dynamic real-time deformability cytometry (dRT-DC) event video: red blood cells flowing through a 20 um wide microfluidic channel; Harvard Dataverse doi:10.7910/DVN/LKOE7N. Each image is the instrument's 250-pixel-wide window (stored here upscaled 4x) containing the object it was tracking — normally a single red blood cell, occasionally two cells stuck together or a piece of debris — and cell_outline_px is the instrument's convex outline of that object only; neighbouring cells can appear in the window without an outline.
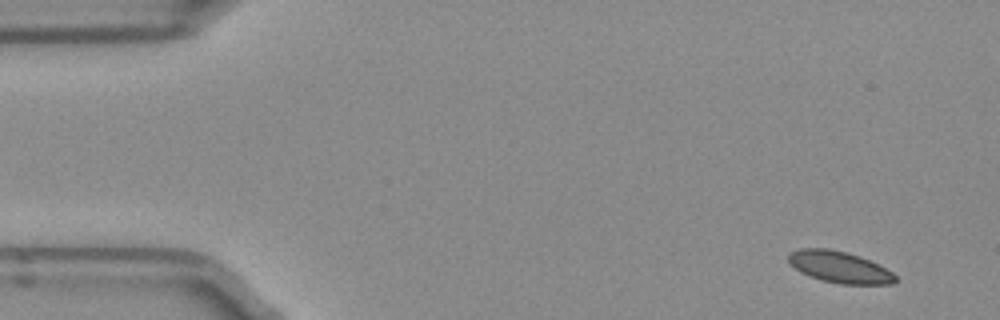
{"species": "Egyptian fruit bat (a non-hibernating species)", "species_latin": "Rousettus aegyptiacus", "temperature_condition": "room temperature", "stored_images_in_passage": 49, "camera_frame_rate_fps": 3000, "um_per_image_px": 0.085, "frame": {"image": 1, "passage_image": 1, "time_ms": 0.0, "image_size_px": [1000, 320], "cell_outline_px": [[896, 280], [892, 284], [840, 284], [820, 280], [800, 272], [788, 260], [788, 256], [792, 252], [800, 248], [828, 248], [860, 256], [892, 272], [896, 276]], "centroid_in_image_um": [71.35, 22.71], "position_along_channel_um": 13.7, "area_um2": 19.36}}
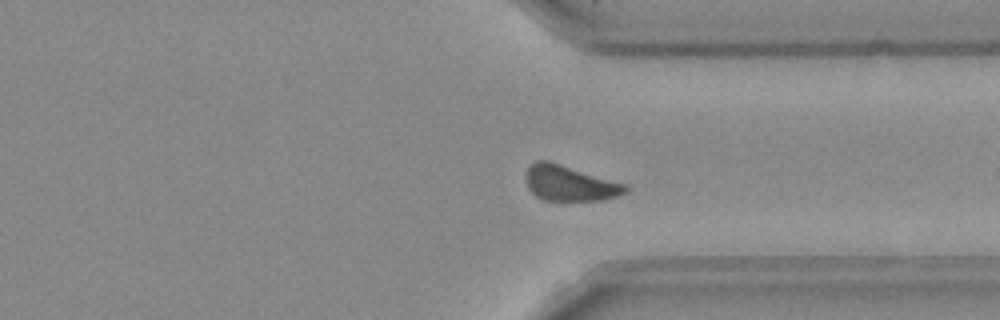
{"frame": {"image": 2, "passage_image": 36, "time_ms": 11.667, "image_size_px": [1000, 320], "cell_outline_px": [[628, 192], [604, 200], [544, 200], [536, 196], [528, 188], [528, 168], [536, 160], [548, 160], [628, 184]], "centroid_in_image_um": [48.49, 15.57], "position_along_channel_um": 362.9, "area_um2": 20.46}}
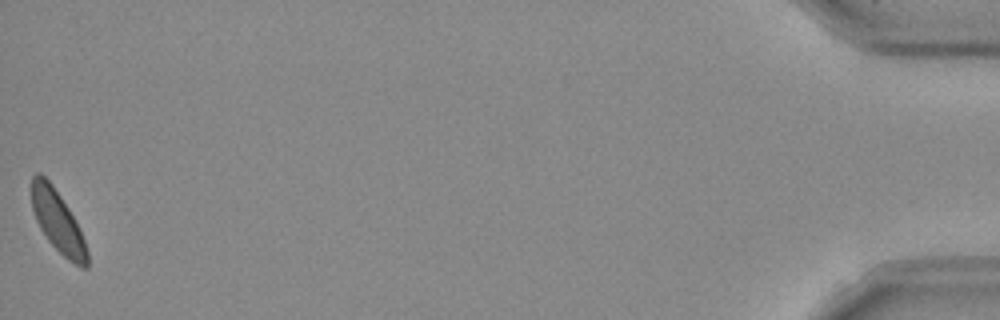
{"frame": {"image": 3, "passage_image": 49, "time_ms": 16.0, "image_size_px": [1000, 320], "cell_outline_px": [[88, 268], [80, 268], [68, 260], [48, 240], [40, 228], [36, 220], [32, 208], [32, 176], [36, 172], [40, 172], [52, 184], [68, 208], [80, 228], [88, 252]], "centroid_in_image_um": [4.92, 18.84], "position_along_channel_um": 430.3, "area_um2": 19.83}, "authors_computed_cell_mechanics": {"area_um2": 20.23, "velocity_mm_per_s": 3.9127, "shape_relaxation_time_tau1_ms": 2.6631, "shape_relaxation_time_tau2_ms": null, "deformation_change_tau1": 0.0386, "deformation_change_tau2": null}}